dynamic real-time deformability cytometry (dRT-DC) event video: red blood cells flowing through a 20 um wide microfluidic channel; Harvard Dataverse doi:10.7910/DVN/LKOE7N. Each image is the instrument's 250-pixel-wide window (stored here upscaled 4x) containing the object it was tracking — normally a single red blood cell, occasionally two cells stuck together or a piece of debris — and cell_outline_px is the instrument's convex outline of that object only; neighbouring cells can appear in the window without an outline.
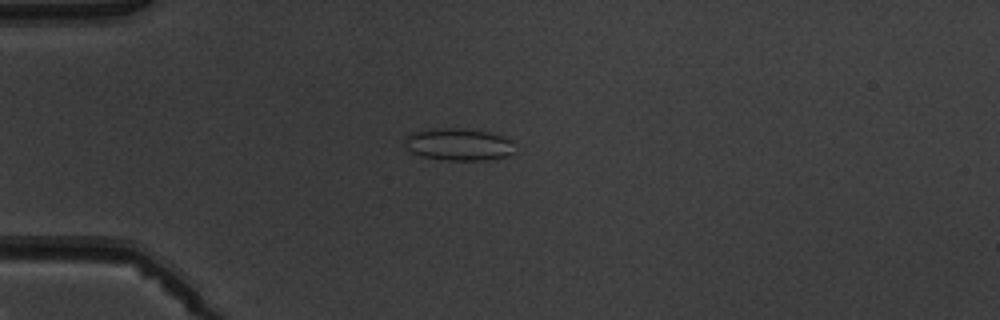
{"species": "common noctule bat (a hibernating species)", "species_latin": "Nyctalus noctula", "temperature_condition": "warm", "stored_images_in_passage": 6, "camera_frame_rate_fps": 3000, "um_per_image_px": 0.085, "animal": {"sex": "male", "body_mass_g": 19.5, "forearm_length_mm": 54.6}, "frame": {"image": 1, "passage_image": 4, "time_ms": 3.333, "image_size_px": [1000, 320], "cell_outline_px": [[516, 152], [508, 156], [484, 160], [444, 160], [420, 156], [412, 152], [404, 144], [404, 136], [412, 132], [436, 128], [464, 128], [488, 132], [504, 136], [512, 140]], "centroid_in_image_um": [39.0, 12.27], "position_along_channel_um": 46.0, "area_um2": 20.98}}
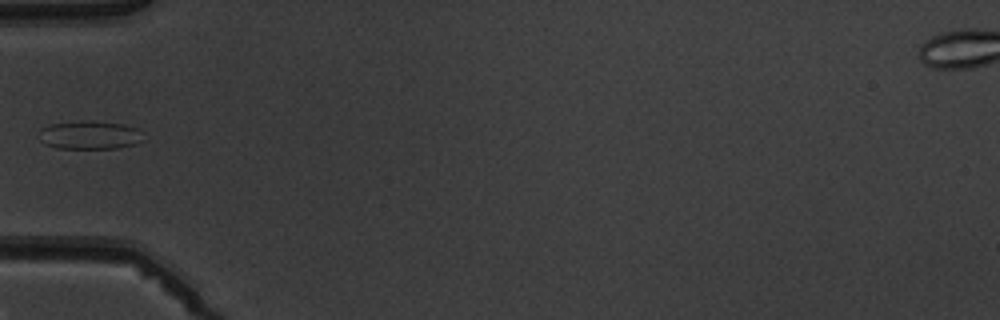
{"frame": {"image": 2, "passage_image": 5, "time_ms": 4.667, "image_size_px": [1000, 320], "cell_outline_px": [[144, 140], [136, 144], [116, 148], [56, 148], [44, 144], [40, 140], [40, 128], [48, 124], [80, 120], [124, 124], [136, 128]], "centroid_in_image_um": [7.58, 11.47], "position_along_channel_um": 77.4, "area_um2": 17.28}}
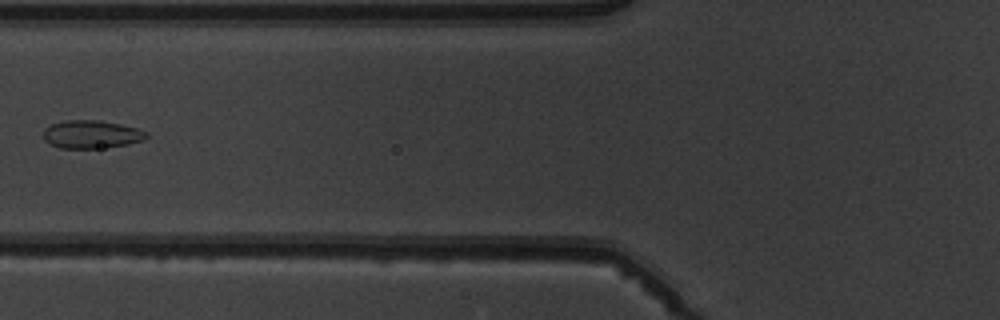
{"frame": {"image": 3, "passage_image": 6, "time_ms": 5.667, "image_size_px": [1000, 320], "cell_outline_px": [[148, 136], [144, 140], [128, 144], [100, 148], [60, 148], [48, 144], [44, 140], [44, 128], [52, 124], [64, 120], [96, 120], [120, 124], [136, 128], [148, 132]], "centroid_in_image_um": [7.75, 11.42], "position_along_channel_um": 118.0, "area_um2": 16.88}}